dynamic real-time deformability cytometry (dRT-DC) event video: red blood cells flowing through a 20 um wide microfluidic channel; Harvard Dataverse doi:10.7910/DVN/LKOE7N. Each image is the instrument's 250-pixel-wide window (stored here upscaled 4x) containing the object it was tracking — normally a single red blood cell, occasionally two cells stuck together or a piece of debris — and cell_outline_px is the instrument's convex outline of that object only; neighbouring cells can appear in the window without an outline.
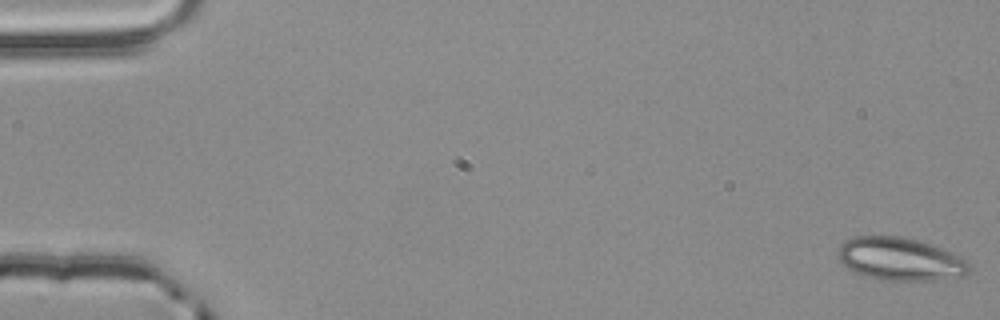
{"species": "common noctule bat (a hibernating species)", "species_latin": "Nyctalus noctula", "temperature_condition": "room temperature", "stored_images_in_passage": 4, "segment_of_instrument_passage": [2, 2], "camera_frame_rate_fps": 3000, "um_per_image_px": 0.085, "animal": {"sex": "male", "body_mass_g": 20.4}, "frame": {"image": 1, "passage_image": 4, "time_ms": 1.0, "image_size_px": [1000, 320], "cell_outline_px": [[972, 268], [964, 276], [940, 280], [880, 280], [856, 272], [848, 268], [836, 256], [836, 252], [840, 244], [844, 240], [852, 236], [900, 236], [916, 240], [952, 252], [968, 260]], "centroid_in_image_um": [76.52, 22.02], "position_along_channel_um": 8.5, "area_um2": 33.0}}